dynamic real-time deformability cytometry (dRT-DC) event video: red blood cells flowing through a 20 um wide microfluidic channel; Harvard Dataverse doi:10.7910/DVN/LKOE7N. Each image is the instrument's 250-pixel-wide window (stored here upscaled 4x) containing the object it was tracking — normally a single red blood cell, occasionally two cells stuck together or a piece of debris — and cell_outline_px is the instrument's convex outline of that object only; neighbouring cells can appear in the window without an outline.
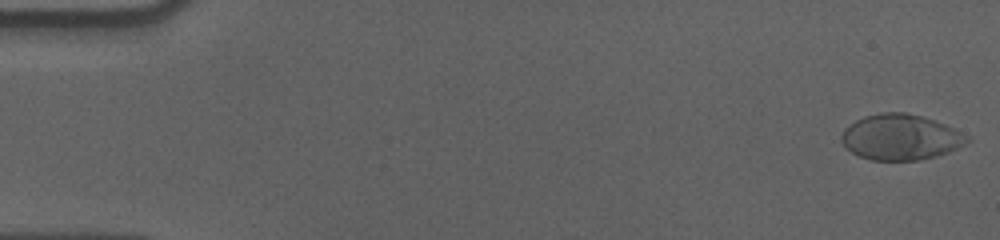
{"species": "human", "species_latin": "Homo sapiens", "temperature_condition": "cold", "stored_images_in_passage": 57, "camera_frame_rate_fps": 3000, "um_per_image_px": 0.085, "donor": {"sex": "male"}, "frame": {"image": 1, "passage_image": 1, "time_ms": 0.0, "image_size_px": [1000, 240], "cell_outline_px": [[972, 140], [948, 152], [936, 156], [920, 160], [872, 160], [860, 156], [852, 152], [840, 140], [840, 136], [844, 128], [856, 120], [864, 116], [880, 112], [904, 112], [936, 120], [968, 136]], "centroid_in_image_um": [76.53, 11.65], "position_along_channel_um": 8.5, "area_um2": 33.29}}
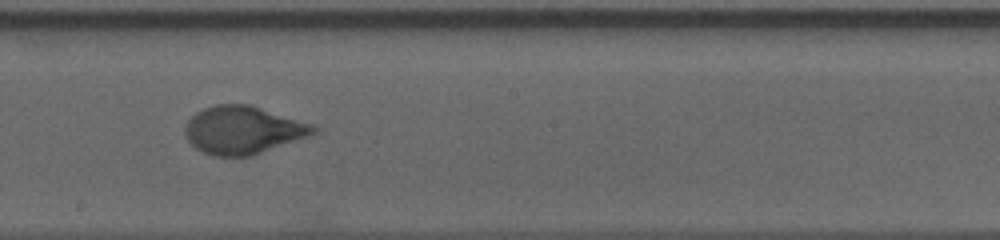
{"frame": {"image": 2, "passage_image": 32, "time_ms": 10.333, "image_size_px": [1000, 240], "cell_outline_px": [[320, 132], [252, 156], [216, 156], [204, 152], [196, 148], [184, 136], [184, 128], [188, 120], [196, 112], [204, 108], [216, 104], [252, 104], [312, 124], [320, 128]], "centroid_in_image_um": [20.68, 11.04], "position_along_channel_um": 227.5, "area_um2": 36.07}}
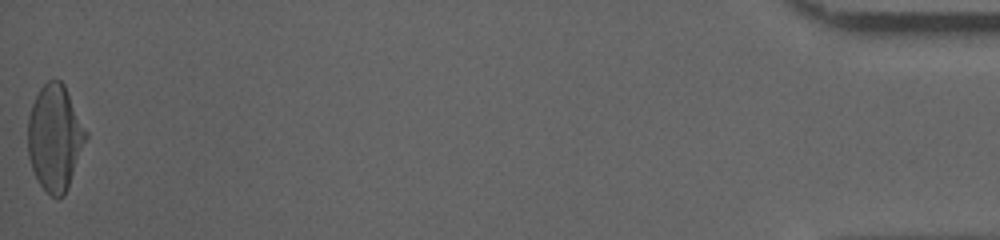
{"frame": {"image": 3, "passage_image": 57, "time_ms": 18.667, "image_size_px": [1000, 240], "cell_outline_px": [[88, 136], [68, 188], [64, 196], [52, 196], [40, 184], [32, 168], [28, 156], [28, 116], [32, 104], [40, 88], [48, 80], [60, 80], [64, 84], [88, 132]], "centroid_in_image_um": [4.68, 11.69], "position_along_channel_um": 430.5, "area_um2": 35.66}, "authors_computed_cell_mechanics": {"area_um2": 34.969, "velocity_mm_per_s": 3.5772, "shape_relaxation_time_tau1_ms": 4.1777, "shape_relaxation_time_tau2_ms": null, "deformation_change_tau1": 0.1915, "deformation_change_tau2": null}}